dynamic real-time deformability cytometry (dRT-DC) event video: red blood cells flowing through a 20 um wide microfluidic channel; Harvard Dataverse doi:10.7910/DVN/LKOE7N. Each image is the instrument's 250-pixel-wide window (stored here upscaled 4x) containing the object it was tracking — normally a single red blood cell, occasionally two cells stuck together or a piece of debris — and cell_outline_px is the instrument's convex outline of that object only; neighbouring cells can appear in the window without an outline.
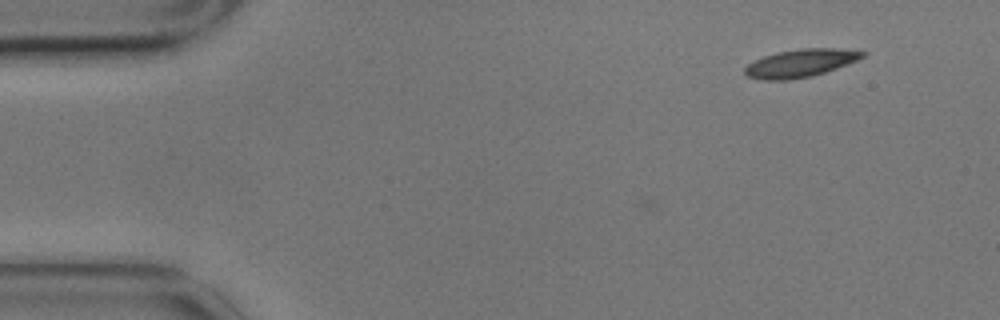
{"species": "common noctule bat (a hibernating species)", "species_latin": "Nyctalus noctula", "temperature_condition": "cold", "stored_images_in_passage": 4, "camera_frame_rate_fps": 3000, "um_per_image_px": 0.085, "animal": {"sex": "male", "body_mass_g": 17.9}, "frame": {"image": 1, "passage_image": 1, "time_ms": 0.0, "image_size_px": [1000, 320], "cell_outline_px": [[868, 52], [864, 56], [856, 60], [836, 68], [812, 76], [788, 80], [764, 80], [748, 76], [744, 72], [744, 68], [748, 64], [764, 56], [776, 52], [800, 48], [832, 48]], "centroid_in_image_um": [68.01, 5.36], "position_along_channel_um": 17.0, "area_um2": 18.9}}
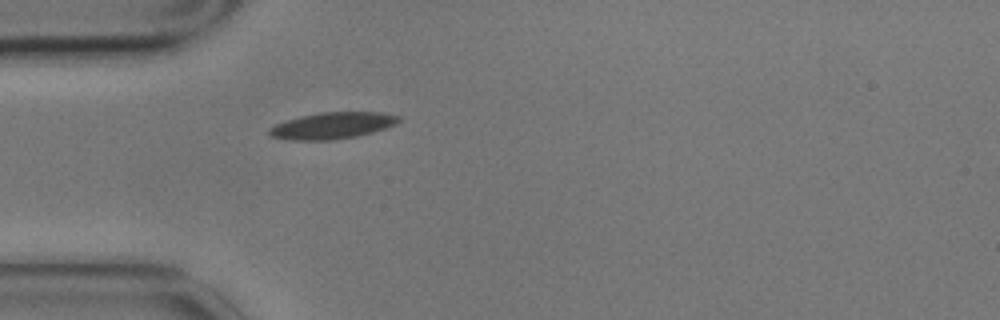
{"frame": {"image": 2, "passage_image": 4, "time_ms": 1.0, "image_size_px": [1000, 320], "cell_outline_px": [[400, 120], [396, 124], [372, 132], [356, 136], [332, 140], [288, 140], [268, 136], [268, 128], [276, 124], [300, 116], [320, 112], [380, 112], [400, 116]], "centroid_in_image_um": [28.21, 10.68], "position_along_channel_um": 56.8, "area_um2": 20.0}}